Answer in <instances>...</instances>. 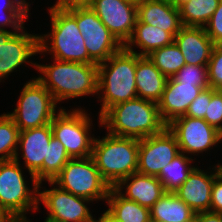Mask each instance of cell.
Segmentation results:
<instances>
[{
	"instance_id": "1",
	"label": "cell",
	"mask_w": 222,
	"mask_h": 222,
	"mask_svg": "<svg viewBox=\"0 0 222 222\" xmlns=\"http://www.w3.org/2000/svg\"><path fill=\"white\" fill-rule=\"evenodd\" d=\"M36 65L38 81L51 93L59 104L68 99L86 95H98V64L60 61ZM59 102V103H58Z\"/></svg>"
},
{
	"instance_id": "2",
	"label": "cell",
	"mask_w": 222,
	"mask_h": 222,
	"mask_svg": "<svg viewBox=\"0 0 222 222\" xmlns=\"http://www.w3.org/2000/svg\"><path fill=\"white\" fill-rule=\"evenodd\" d=\"M101 126L112 135L139 140L158 134L167 127L158 104L139 97L110 107L101 116Z\"/></svg>"
},
{
	"instance_id": "3",
	"label": "cell",
	"mask_w": 222,
	"mask_h": 222,
	"mask_svg": "<svg viewBox=\"0 0 222 222\" xmlns=\"http://www.w3.org/2000/svg\"><path fill=\"white\" fill-rule=\"evenodd\" d=\"M137 53L128 51L124 46L106 61L98 64V97L102 104L101 116L112 106L134 99L137 96L135 72Z\"/></svg>"
},
{
	"instance_id": "4",
	"label": "cell",
	"mask_w": 222,
	"mask_h": 222,
	"mask_svg": "<svg viewBox=\"0 0 222 222\" xmlns=\"http://www.w3.org/2000/svg\"><path fill=\"white\" fill-rule=\"evenodd\" d=\"M139 139L107 133L93 143L92 158L101 177L115 187L123 178L137 172Z\"/></svg>"
},
{
	"instance_id": "5",
	"label": "cell",
	"mask_w": 222,
	"mask_h": 222,
	"mask_svg": "<svg viewBox=\"0 0 222 222\" xmlns=\"http://www.w3.org/2000/svg\"><path fill=\"white\" fill-rule=\"evenodd\" d=\"M49 14L52 29L39 35L38 54L48 52L60 61L96 64L88 55L76 19L67 10L49 11Z\"/></svg>"
},
{
	"instance_id": "6",
	"label": "cell",
	"mask_w": 222,
	"mask_h": 222,
	"mask_svg": "<svg viewBox=\"0 0 222 222\" xmlns=\"http://www.w3.org/2000/svg\"><path fill=\"white\" fill-rule=\"evenodd\" d=\"M19 154L0 162V208L13 222H27L26 213L40 210L38 185L31 189L22 173Z\"/></svg>"
},
{
	"instance_id": "7",
	"label": "cell",
	"mask_w": 222,
	"mask_h": 222,
	"mask_svg": "<svg viewBox=\"0 0 222 222\" xmlns=\"http://www.w3.org/2000/svg\"><path fill=\"white\" fill-rule=\"evenodd\" d=\"M52 182L59 188L92 202L106 201L111 188L101 177L92 156L71 158Z\"/></svg>"
},
{
	"instance_id": "8",
	"label": "cell",
	"mask_w": 222,
	"mask_h": 222,
	"mask_svg": "<svg viewBox=\"0 0 222 222\" xmlns=\"http://www.w3.org/2000/svg\"><path fill=\"white\" fill-rule=\"evenodd\" d=\"M59 109L50 123L53 136L64 145L71 158L92 156L95 137L90 133L93 126L90 114L81 106L70 111Z\"/></svg>"
},
{
	"instance_id": "9",
	"label": "cell",
	"mask_w": 222,
	"mask_h": 222,
	"mask_svg": "<svg viewBox=\"0 0 222 222\" xmlns=\"http://www.w3.org/2000/svg\"><path fill=\"white\" fill-rule=\"evenodd\" d=\"M16 105L14 111L7 114L20 131L50 124L58 113L57 102L37 78L25 83Z\"/></svg>"
},
{
	"instance_id": "10",
	"label": "cell",
	"mask_w": 222,
	"mask_h": 222,
	"mask_svg": "<svg viewBox=\"0 0 222 222\" xmlns=\"http://www.w3.org/2000/svg\"><path fill=\"white\" fill-rule=\"evenodd\" d=\"M67 11L76 19L88 55L96 64L106 61L123 47L88 5Z\"/></svg>"
},
{
	"instance_id": "11",
	"label": "cell",
	"mask_w": 222,
	"mask_h": 222,
	"mask_svg": "<svg viewBox=\"0 0 222 222\" xmlns=\"http://www.w3.org/2000/svg\"><path fill=\"white\" fill-rule=\"evenodd\" d=\"M48 183L53 188L38 189V203H43L48 210L44 222H91L94 219L86 204L91 200L54 186L52 181Z\"/></svg>"
},
{
	"instance_id": "12",
	"label": "cell",
	"mask_w": 222,
	"mask_h": 222,
	"mask_svg": "<svg viewBox=\"0 0 222 222\" xmlns=\"http://www.w3.org/2000/svg\"><path fill=\"white\" fill-rule=\"evenodd\" d=\"M175 135L181 153L199 155L222 141V133L204 119L181 116L167 125Z\"/></svg>"
},
{
	"instance_id": "13",
	"label": "cell",
	"mask_w": 222,
	"mask_h": 222,
	"mask_svg": "<svg viewBox=\"0 0 222 222\" xmlns=\"http://www.w3.org/2000/svg\"><path fill=\"white\" fill-rule=\"evenodd\" d=\"M39 51V34L26 32L25 27L19 32L0 29V82L24 63L34 68L37 62H31L32 56Z\"/></svg>"
},
{
	"instance_id": "14",
	"label": "cell",
	"mask_w": 222,
	"mask_h": 222,
	"mask_svg": "<svg viewBox=\"0 0 222 222\" xmlns=\"http://www.w3.org/2000/svg\"><path fill=\"white\" fill-rule=\"evenodd\" d=\"M179 153L177 139L166 127L158 134L139 140L137 172L158 177L161 169Z\"/></svg>"
},
{
	"instance_id": "15",
	"label": "cell",
	"mask_w": 222,
	"mask_h": 222,
	"mask_svg": "<svg viewBox=\"0 0 222 222\" xmlns=\"http://www.w3.org/2000/svg\"><path fill=\"white\" fill-rule=\"evenodd\" d=\"M88 6L122 46L133 35L137 20V5L125 0H91Z\"/></svg>"
},
{
	"instance_id": "16",
	"label": "cell",
	"mask_w": 222,
	"mask_h": 222,
	"mask_svg": "<svg viewBox=\"0 0 222 222\" xmlns=\"http://www.w3.org/2000/svg\"><path fill=\"white\" fill-rule=\"evenodd\" d=\"M52 129L50 124L20 131L18 149L16 154H21L24 167L32 179V186L38 185L41 190L43 182V161H47V146L50 143Z\"/></svg>"
},
{
	"instance_id": "17",
	"label": "cell",
	"mask_w": 222,
	"mask_h": 222,
	"mask_svg": "<svg viewBox=\"0 0 222 222\" xmlns=\"http://www.w3.org/2000/svg\"><path fill=\"white\" fill-rule=\"evenodd\" d=\"M215 171V172H212ZM222 171L218 163L211 171L195 167L187 180L176 190L175 194L194 212L210 211L211 190L214 178Z\"/></svg>"
},
{
	"instance_id": "18",
	"label": "cell",
	"mask_w": 222,
	"mask_h": 222,
	"mask_svg": "<svg viewBox=\"0 0 222 222\" xmlns=\"http://www.w3.org/2000/svg\"><path fill=\"white\" fill-rule=\"evenodd\" d=\"M202 90L197 84H180L173 77L168 78L163 95L157 103L163 122L168 125L174 119L184 116Z\"/></svg>"
},
{
	"instance_id": "19",
	"label": "cell",
	"mask_w": 222,
	"mask_h": 222,
	"mask_svg": "<svg viewBox=\"0 0 222 222\" xmlns=\"http://www.w3.org/2000/svg\"><path fill=\"white\" fill-rule=\"evenodd\" d=\"M174 42L189 65H207L215 45L204 27L194 26H183L175 35Z\"/></svg>"
},
{
	"instance_id": "20",
	"label": "cell",
	"mask_w": 222,
	"mask_h": 222,
	"mask_svg": "<svg viewBox=\"0 0 222 222\" xmlns=\"http://www.w3.org/2000/svg\"><path fill=\"white\" fill-rule=\"evenodd\" d=\"M114 188L126 199L149 209L166 193L157 177L138 172L123 178Z\"/></svg>"
},
{
	"instance_id": "21",
	"label": "cell",
	"mask_w": 222,
	"mask_h": 222,
	"mask_svg": "<svg viewBox=\"0 0 222 222\" xmlns=\"http://www.w3.org/2000/svg\"><path fill=\"white\" fill-rule=\"evenodd\" d=\"M137 20L157 26L174 37L183 27L179 8L163 0H143L137 5Z\"/></svg>"
},
{
	"instance_id": "22",
	"label": "cell",
	"mask_w": 222,
	"mask_h": 222,
	"mask_svg": "<svg viewBox=\"0 0 222 222\" xmlns=\"http://www.w3.org/2000/svg\"><path fill=\"white\" fill-rule=\"evenodd\" d=\"M168 78L153 64L148 56L137 54L135 83L139 98L158 103Z\"/></svg>"
},
{
	"instance_id": "23",
	"label": "cell",
	"mask_w": 222,
	"mask_h": 222,
	"mask_svg": "<svg viewBox=\"0 0 222 222\" xmlns=\"http://www.w3.org/2000/svg\"><path fill=\"white\" fill-rule=\"evenodd\" d=\"M174 42V36L150 24H145L136 20L135 28L132 37L125 44V48L139 56H147L152 51L170 45ZM140 49V52L135 51L133 48Z\"/></svg>"
},
{
	"instance_id": "24",
	"label": "cell",
	"mask_w": 222,
	"mask_h": 222,
	"mask_svg": "<svg viewBox=\"0 0 222 222\" xmlns=\"http://www.w3.org/2000/svg\"><path fill=\"white\" fill-rule=\"evenodd\" d=\"M106 212L117 222H151L150 209L128 200L111 187L106 199Z\"/></svg>"
},
{
	"instance_id": "25",
	"label": "cell",
	"mask_w": 222,
	"mask_h": 222,
	"mask_svg": "<svg viewBox=\"0 0 222 222\" xmlns=\"http://www.w3.org/2000/svg\"><path fill=\"white\" fill-rule=\"evenodd\" d=\"M151 221L194 222L195 212L175 193L166 192L151 208Z\"/></svg>"
},
{
	"instance_id": "26",
	"label": "cell",
	"mask_w": 222,
	"mask_h": 222,
	"mask_svg": "<svg viewBox=\"0 0 222 222\" xmlns=\"http://www.w3.org/2000/svg\"><path fill=\"white\" fill-rule=\"evenodd\" d=\"M184 153L177 154L174 159L161 169L157 177L165 192L175 193L176 190L187 180L188 175L195 166L191 165L195 159Z\"/></svg>"
},
{
	"instance_id": "27",
	"label": "cell",
	"mask_w": 222,
	"mask_h": 222,
	"mask_svg": "<svg viewBox=\"0 0 222 222\" xmlns=\"http://www.w3.org/2000/svg\"><path fill=\"white\" fill-rule=\"evenodd\" d=\"M220 0H189L179 7L183 26L204 27L218 7Z\"/></svg>"
},
{
	"instance_id": "28",
	"label": "cell",
	"mask_w": 222,
	"mask_h": 222,
	"mask_svg": "<svg viewBox=\"0 0 222 222\" xmlns=\"http://www.w3.org/2000/svg\"><path fill=\"white\" fill-rule=\"evenodd\" d=\"M147 56L167 78L173 77L186 64L184 56L175 42L156 49Z\"/></svg>"
},
{
	"instance_id": "29",
	"label": "cell",
	"mask_w": 222,
	"mask_h": 222,
	"mask_svg": "<svg viewBox=\"0 0 222 222\" xmlns=\"http://www.w3.org/2000/svg\"><path fill=\"white\" fill-rule=\"evenodd\" d=\"M20 129L6 113L0 115V162L13 160L18 150Z\"/></svg>"
},
{
	"instance_id": "30",
	"label": "cell",
	"mask_w": 222,
	"mask_h": 222,
	"mask_svg": "<svg viewBox=\"0 0 222 222\" xmlns=\"http://www.w3.org/2000/svg\"><path fill=\"white\" fill-rule=\"evenodd\" d=\"M70 159L64 145L52 136L47 146V161H43V181H52Z\"/></svg>"
},
{
	"instance_id": "31",
	"label": "cell",
	"mask_w": 222,
	"mask_h": 222,
	"mask_svg": "<svg viewBox=\"0 0 222 222\" xmlns=\"http://www.w3.org/2000/svg\"><path fill=\"white\" fill-rule=\"evenodd\" d=\"M173 78L180 84H197L203 89L209 88L207 65L185 64Z\"/></svg>"
},
{
	"instance_id": "32",
	"label": "cell",
	"mask_w": 222,
	"mask_h": 222,
	"mask_svg": "<svg viewBox=\"0 0 222 222\" xmlns=\"http://www.w3.org/2000/svg\"><path fill=\"white\" fill-rule=\"evenodd\" d=\"M29 8L30 7H0V29L6 30L7 27H11L13 31L15 30V33L22 30L29 16Z\"/></svg>"
},
{
	"instance_id": "33",
	"label": "cell",
	"mask_w": 222,
	"mask_h": 222,
	"mask_svg": "<svg viewBox=\"0 0 222 222\" xmlns=\"http://www.w3.org/2000/svg\"><path fill=\"white\" fill-rule=\"evenodd\" d=\"M208 84L215 90L222 89V44L213 47L207 64Z\"/></svg>"
},
{
	"instance_id": "34",
	"label": "cell",
	"mask_w": 222,
	"mask_h": 222,
	"mask_svg": "<svg viewBox=\"0 0 222 222\" xmlns=\"http://www.w3.org/2000/svg\"><path fill=\"white\" fill-rule=\"evenodd\" d=\"M204 120L222 133V89L215 90L211 88V100Z\"/></svg>"
},
{
	"instance_id": "35",
	"label": "cell",
	"mask_w": 222,
	"mask_h": 222,
	"mask_svg": "<svg viewBox=\"0 0 222 222\" xmlns=\"http://www.w3.org/2000/svg\"><path fill=\"white\" fill-rule=\"evenodd\" d=\"M211 100V88L203 89L191 102L185 116L204 119L206 110Z\"/></svg>"
},
{
	"instance_id": "36",
	"label": "cell",
	"mask_w": 222,
	"mask_h": 222,
	"mask_svg": "<svg viewBox=\"0 0 222 222\" xmlns=\"http://www.w3.org/2000/svg\"><path fill=\"white\" fill-rule=\"evenodd\" d=\"M204 28L215 45L222 44V0Z\"/></svg>"
},
{
	"instance_id": "37",
	"label": "cell",
	"mask_w": 222,
	"mask_h": 222,
	"mask_svg": "<svg viewBox=\"0 0 222 222\" xmlns=\"http://www.w3.org/2000/svg\"><path fill=\"white\" fill-rule=\"evenodd\" d=\"M210 211L222 213V171L214 178L211 190Z\"/></svg>"
},
{
	"instance_id": "38",
	"label": "cell",
	"mask_w": 222,
	"mask_h": 222,
	"mask_svg": "<svg viewBox=\"0 0 222 222\" xmlns=\"http://www.w3.org/2000/svg\"><path fill=\"white\" fill-rule=\"evenodd\" d=\"M87 5L88 3L85 0H57L56 3L48 9V11L67 10Z\"/></svg>"
},
{
	"instance_id": "39",
	"label": "cell",
	"mask_w": 222,
	"mask_h": 222,
	"mask_svg": "<svg viewBox=\"0 0 222 222\" xmlns=\"http://www.w3.org/2000/svg\"><path fill=\"white\" fill-rule=\"evenodd\" d=\"M194 222H222V213L199 212L195 214Z\"/></svg>"
},
{
	"instance_id": "40",
	"label": "cell",
	"mask_w": 222,
	"mask_h": 222,
	"mask_svg": "<svg viewBox=\"0 0 222 222\" xmlns=\"http://www.w3.org/2000/svg\"><path fill=\"white\" fill-rule=\"evenodd\" d=\"M3 1L5 2V4H3L2 7H30L31 5L29 4V2H26V0H3Z\"/></svg>"
},
{
	"instance_id": "41",
	"label": "cell",
	"mask_w": 222,
	"mask_h": 222,
	"mask_svg": "<svg viewBox=\"0 0 222 222\" xmlns=\"http://www.w3.org/2000/svg\"><path fill=\"white\" fill-rule=\"evenodd\" d=\"M99 222H117L106 211L98 218Z\"/></svg>"
},
{
	"instance_id": "42",
	"label": "cell",
	"mask_w": 222,
	"mask_h": 222,
	"mask_svg": "<svg viewBox=\"0 0 222 222\" xmlns=\"http://www.w3.org/2000/svg\"><path fill=\"white\" fill-rule=\"evenodd\" d=\"M0 222H13L1 208H0Z\"/></svg>"
},
{
	"instance_id": "43",
	"label": "cell",
	"mask_w": 222,
	"mask_h": 222,
	"mask_svg": "<svg viewBox=\"0 0 222 222\" xmlns=\"http://www.w3.org/2000/svg\"><path fill=\"white\" fill-rule=\"evenodd\" d=\"M189 0H173L172 3L176 6V7H180L183 3L188 2Z\"/></svg>"
},
{
	"instance_id": "44",
	"label": "cell",
	"mask_w": 222,
	"mask_h": 222,
	"mask_svg": "<svg viewBox=\"0 0 222 222\" xmlns=\"http://www.w3.org/2000/svg\"><path fill=\"white\" fill-rule=\"evenodd\" d=\"M125 1L131 2V3L135 4V5H138V4H140L143 0H125Z\"/></svg>"
},
{
	"instance_id": "45",
	"label": "cell",
	"mask_w": 222,
	"mask_h": 222,
	"mask_svg": "<svg viewBox=\"0 0 222 222\" xmlns=\"http://www.w3.org/2000/svg\"><path fill=\"white\" fill-rule=\"evenodd\" d=\"M91 222H99V221L94 218Z\"/></svg>"
}]
</instances>
